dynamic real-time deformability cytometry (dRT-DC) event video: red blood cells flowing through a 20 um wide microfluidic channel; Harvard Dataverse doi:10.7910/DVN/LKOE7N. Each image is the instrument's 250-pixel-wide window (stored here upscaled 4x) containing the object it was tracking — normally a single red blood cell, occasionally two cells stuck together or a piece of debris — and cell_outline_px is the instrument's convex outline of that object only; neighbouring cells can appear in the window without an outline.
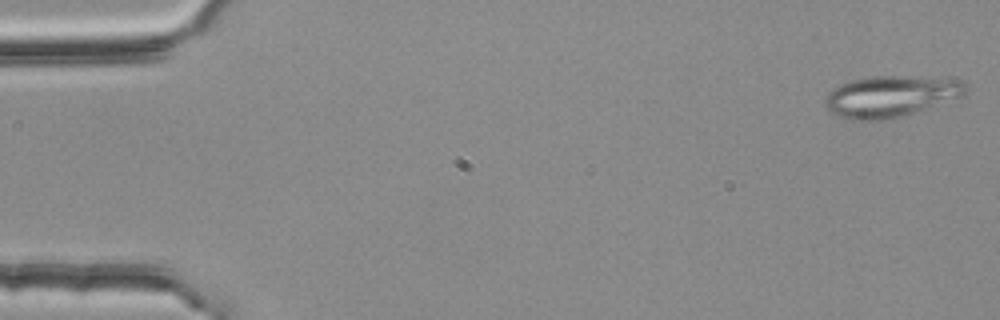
{"species": "common noctule bat (a hibernating species)", "species_latin": "Nyctalus noctula", "temperature_condition": "room temperature", "stored_images_in_passage": 54, "segment_of_instrument_passage": [1, 2], "camera_frame_rate_fps": 3000, "um_per_image_px": 0.085, "animal": {"sex": "female", "body_mass_g": 25.1}, "frame": {"image": 1, "passage_image": 1, "time_ms": 0.0, "image_size_px": [1000, 320], "cell_outline_px": [[968, 88], [964, 96], [900, 116], [884, 120], [852, 120], [840, 116], [832, 112], [824, 104], [824, 96], [832, 88], [840, 84], [852, 80], [868, 76], [908, 76], [964, 80]], "centroid_in_image_um": [75.7, 8.17], "position_along_channel_um": 9.3, "area_um2": 33.76}}